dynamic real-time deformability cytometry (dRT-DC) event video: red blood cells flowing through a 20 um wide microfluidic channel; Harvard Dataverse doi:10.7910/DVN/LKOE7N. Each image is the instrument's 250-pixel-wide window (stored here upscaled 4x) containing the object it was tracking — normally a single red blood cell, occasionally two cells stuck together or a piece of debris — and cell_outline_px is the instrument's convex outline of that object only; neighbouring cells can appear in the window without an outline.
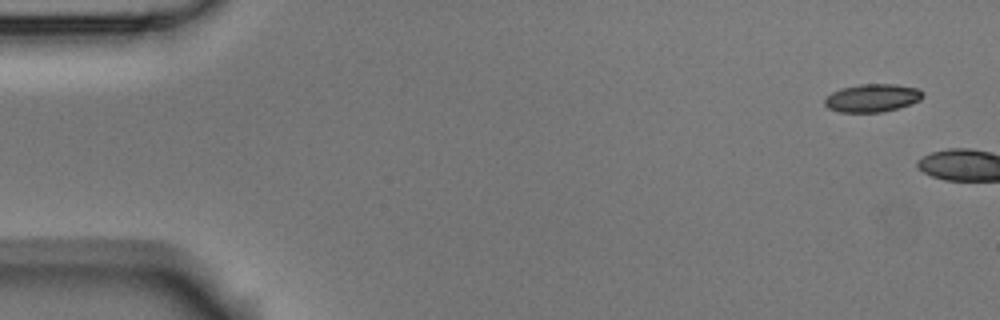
{"species": "Egyptian fruit bat (a non-hibernating species)", "species_latin": "Rousettus aegyptiacus", "temperature_condition": "room temperature", "stored_images_in_passage": 2, "camera_frame_rate_fps": 3000, "um_per_image_px": 0.085, "animal": {"sex": "male"}, "frame": {"image": 1, "passage_image": 1, "time_ms": 0.0, "image_size_px": [1000, 320], "cell_outline_px": [[924, 96], [920, 100], [884, 112], [840, 112], [828, 108], [824, 104], [824, 100], [832, 92], [840, 88], [860, 84], [896, 84], [920, 88], [924, 92]], "centroid_in_image_um": [74.16, 8.31], "position_along_channel_um": 10.8, "area_um2": 16.07}}